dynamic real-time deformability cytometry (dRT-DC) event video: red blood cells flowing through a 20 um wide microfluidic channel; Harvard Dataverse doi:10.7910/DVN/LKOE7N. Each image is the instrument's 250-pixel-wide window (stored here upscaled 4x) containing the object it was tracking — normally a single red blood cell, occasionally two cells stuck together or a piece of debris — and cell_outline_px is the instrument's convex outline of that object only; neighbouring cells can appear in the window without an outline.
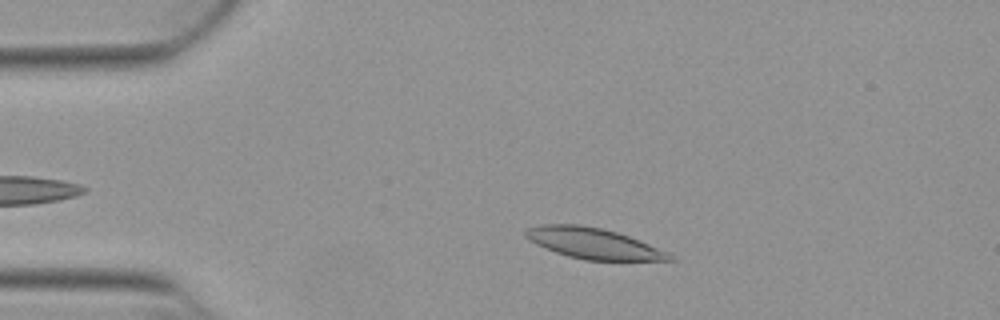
{"species": "Egyptian fruit bat (a non-hibernating species)", "species_latin": "Rousettus aegyptiacus", "temperature_condition": "warm", "stored_images_in_passage": 43, "camera_frame_rate_fps": 3000, "um_per_image_px": 0.085, "animal": {"sex": "female"}, "frame": {"image": 1, "passage_image": 8, "time_ms": 2.333, "image_size_px": [1000, 320], "cell_outline_px": [[676, 260], [584, 260], [568, 256], [544, 248], [528, 240], [524, 236], [524, 232], [528, 228], [544, 224], [580, 224], [600, 228], [616, 232], [628, 236], [668, 252], [676, 256]], "centroid_in_image_um": [50.42, 20.69], "position_along_channel_um": 34.6, "area_um2": 25.66}}
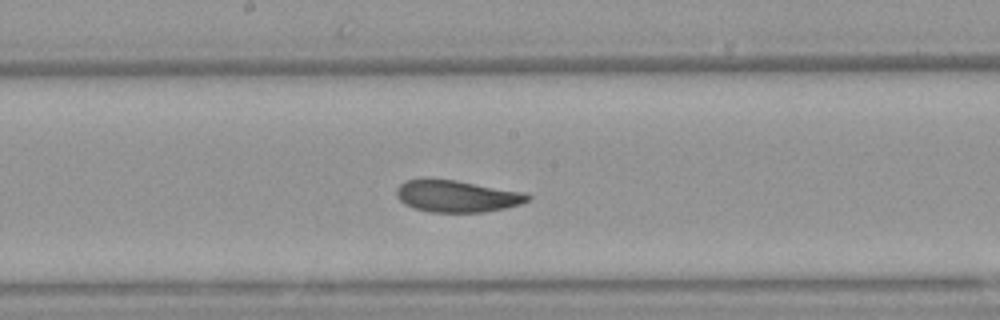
{"frame": {"image": 2, "passage_image": 25, "time_ms": 8.0, "image_size_px": [1000, 320], "cell_outline_px": [[532, 196], [528, 200], [520, 204], [504, 208], [484, 212], [432, 212], [412, 208], [404, 204], [396, 196], [396, 188], [404, 180], [456, 180], [524, 192]], "centroid_in_image_um": [38.83, 16.68], "position_along_channel_um": 209.4, "area_um2": 24.16}}
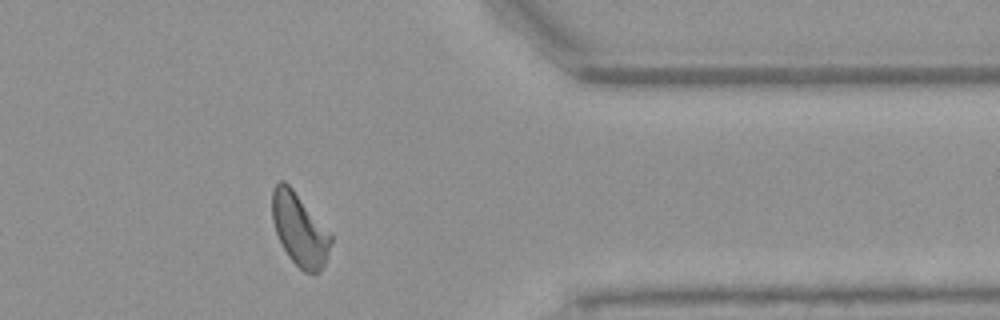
{"frame": {"image": 3, "passage_image": 40, "time_ms": 13.0, "image_size_px": [1000, 320], "cell_outline_px": [[332, 240], [324, 264], [320, 272], [304, 272], [288, 256], [276, 232], [272, 220], [272, 188], [280, 180], [284, 180], [292, 188], [332, 236]], "centroid_in_image_um": [25.44, 19.49], "position_along_channel_um": 386.0, "area_um2": 24.22}, "authors_computed_cell_mechanics": {"area_um2": 25.4898, "velocity_mm_per_s": 3.8603, "shape_relaxation_time_tau1_ms": 5.3174, "shape_relaxation_time_tau2_ms": 1.8051, "deformation_change_tau1": 0.1583, "deformation_change_tau2": 0.0873}}